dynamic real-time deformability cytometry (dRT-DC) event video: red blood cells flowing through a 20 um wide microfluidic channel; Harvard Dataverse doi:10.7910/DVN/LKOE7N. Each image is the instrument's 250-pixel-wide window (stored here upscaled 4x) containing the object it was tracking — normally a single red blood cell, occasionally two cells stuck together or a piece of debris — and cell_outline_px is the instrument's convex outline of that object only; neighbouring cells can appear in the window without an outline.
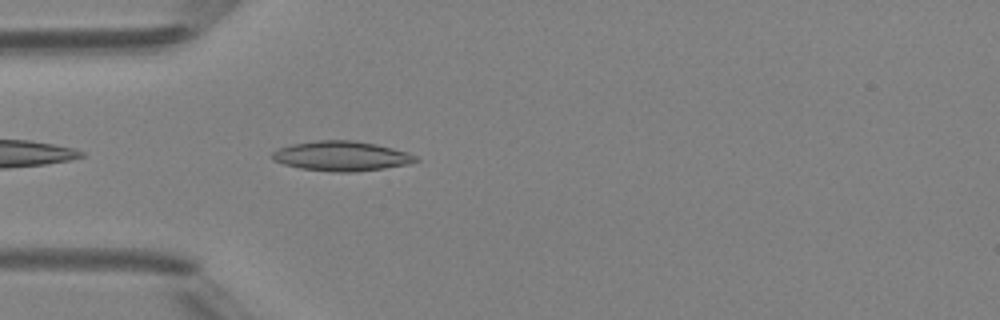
{"species": "Egyptian fruit bat (a non-hibernating species)", "species_latin": "Rousettus aegyptiacus", "temperature_condition": "room temperature", "stored_images_in_passage": 4, "camera_frame_rate_fps": 3000, "um_per_image_px": 0.085, "animal": {"sex": "female"}, "frame": {"image": 1, "passage_image": 4, "time_ms": 3.333, "image_size_px": [1000, 320], "cell_outline_px": [[420, 160], [408, 164], [384, 168], [356, 172], [332, 172], [300, 168], [284, 164], [272, 160], [272, 152], [280, 148], [292, 144], [316, 140], [356, 140], [376, 144], [408, 152], [416, 156]], "centroid_in_image_um": [29.03, 13.26], "position_along_channel_um": 56.0, "area_um2": 24.97}}